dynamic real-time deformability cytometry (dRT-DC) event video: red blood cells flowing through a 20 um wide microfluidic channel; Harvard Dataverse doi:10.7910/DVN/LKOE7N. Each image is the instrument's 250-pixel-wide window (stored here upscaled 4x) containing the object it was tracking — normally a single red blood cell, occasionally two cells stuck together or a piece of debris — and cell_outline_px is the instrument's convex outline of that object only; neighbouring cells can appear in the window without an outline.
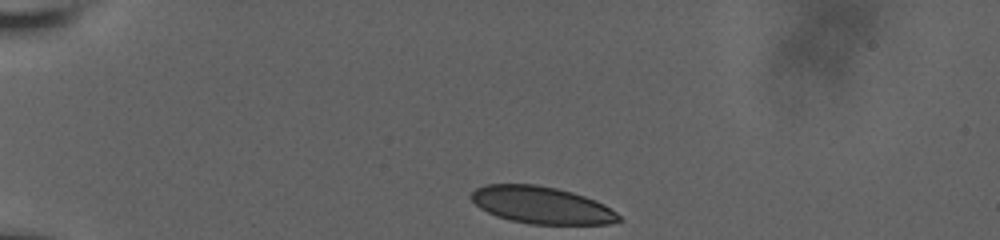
{"species": "human", "species_latin": "Homo sapiens", "temperature_condition": "room temperature", "stored_images_in_passage": 38, "camera_frame_rate_fps": 3000, "um_per_image_px": 0.085, "donor": {"sex": "male"}, "frame": {"image": 1, "passage_image": 1, "time_ms": 0.0, "image_size_px": [1000, 240], "cell_outline_px": [[624, 220], [608, 224], [528, 224], [496, 216], [480, 208], [468, 196], [476, 188], [484, 184], [536, 184], [556, 188], [572, 192], [596, 200], [604, 204], [616, 212]], "centroid_in_image_um": [46.03, 17.43], "position_along_channel_um": 39.0, "area_um2": 32.02}}
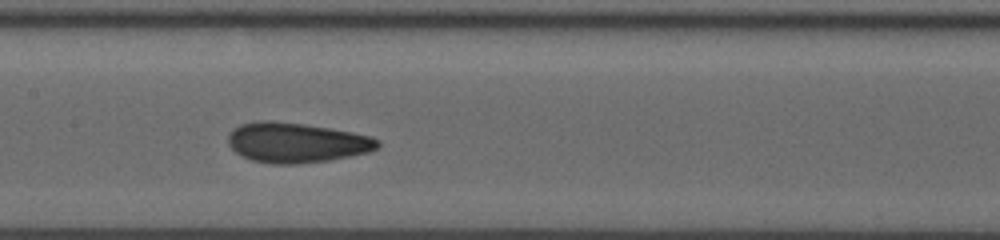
{"frame": {"image": 2, "passage_image": 17, "time_ms": 5.333, "image_size_px": [1000, 240], "cell_outline_px": [[380, 144], [376, 148], [368, 152], [328, 160], [296, 164], [272, 164], [252, 160], [236, 152], [228, 144], [228, 136], [240, 124], [260, 120], [272, 120], [304, 124], [328, 128], [372, 136], [380, 140]], "centroid_in_image_um": [25.19, 12.12], "position_along_channel_um": 182.2, "area_um2": 34.56}}
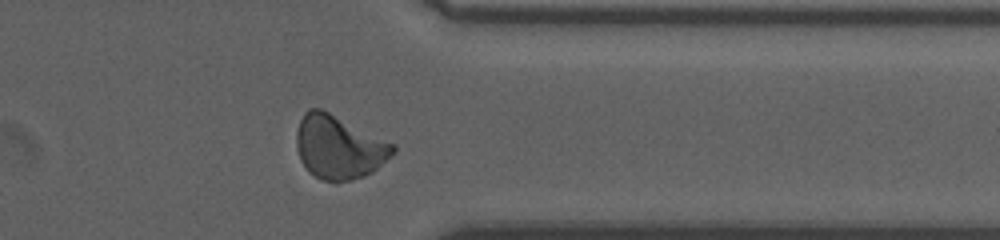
{"frame": {"image": 3, "passage_image": 33, "time_ms": 10.667, "image_size_px": [1000, 240], "cell_outline_px": [[396, 152], [392, 156], [372, 172], [364, 176], [352, 180], [336, 184], [320, 180], [308, 172], [300, 160], [296, 148], [296, 132], [300, 120], [304, 112], [308, 108], [320, 108], [396, 144]], "centroid_in_image_um": [28.8, 12.54], "position_along_channel_um": 382.6, "area_um2": 36.3}, "authors_computed_cell_mechanics": {"area_um2": 33.813, "velocity_mm_per_s": 3.8239, "shape_relaxation_time_tau1_ms": 10.1905, "shape_relaxation_time_tau2_ms": 1.0592, "deformation_change_tau1": 0.1938, "deformation_change_tau2": 0.0527}}